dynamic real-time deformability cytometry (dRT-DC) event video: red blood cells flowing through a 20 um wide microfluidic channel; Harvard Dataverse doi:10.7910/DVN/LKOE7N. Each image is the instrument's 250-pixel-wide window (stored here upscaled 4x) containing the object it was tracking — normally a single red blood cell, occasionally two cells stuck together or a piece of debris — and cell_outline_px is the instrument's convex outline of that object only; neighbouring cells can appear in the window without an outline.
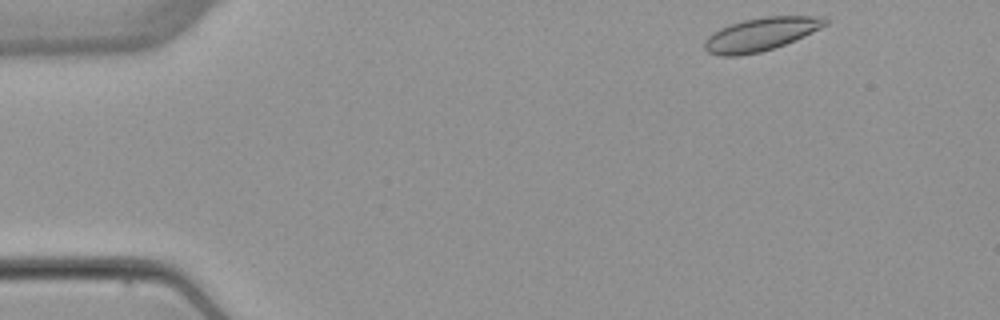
{"species": "common noctule bat (a hibernating species)", "species_latin": "Nyctalus noctula", "temperature_condition": "warm", "stored_images_in_passage": 3, "camera_frame_rate_fps": 3000, "um_per_image_px": 0.085, "animal": {"sex": "female", "body_mass_g": 22.7, "forearm_length_mm": 54.2}, "frame": {"image": 1, "passage_image": 1, "time_ms": 0.0, "image_size_px": [1000, 320], "cell_outline_px": [[828, 24], [804, 36], [784, 44], [760, 52], [740, 56], [720, 56], [708, 52], [704, 48], [704, 40], [708, 36], [720, 28], [744, 20], [764, 16], [824, 16], [828, 20]], "centroid_in_image_um": [64.66, 2.91], "position_along_channel_um": 20.3, "area_um2": 23.24}}
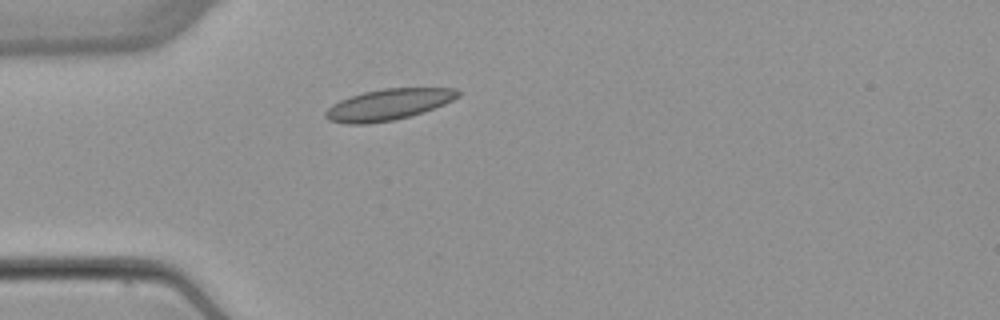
{"frame": {"image": 2, "passage_image": 3, "time_ms": 3.0, "image_size_px": [1000, 320], "cell_outline_px": [[460, 96], [444, 104], [424, 112], [412, 116], [392, 120], [368, 124], [348, 124], [328, 120], [324, 116], [324, 112], [332, 104], [340, 100], [364, 92], [384, 88], [456, 88], [460, 92]], "centroid_in_image_um": [33.01, 8.89], "position_along_channel_um": 52.0, "area_um2": 24.04}}